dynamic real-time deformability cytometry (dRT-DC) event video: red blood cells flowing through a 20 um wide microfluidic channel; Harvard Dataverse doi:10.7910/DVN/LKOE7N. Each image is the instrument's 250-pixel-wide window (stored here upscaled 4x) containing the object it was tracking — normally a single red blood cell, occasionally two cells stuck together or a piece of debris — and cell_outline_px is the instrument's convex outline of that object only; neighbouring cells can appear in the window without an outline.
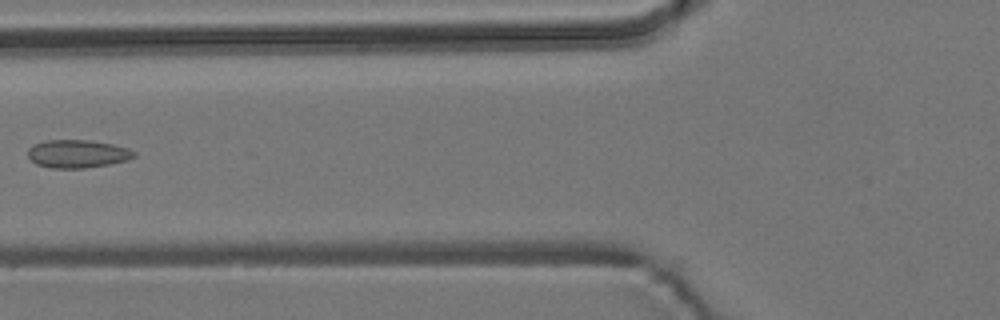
{"species": "common noctule bat (a hibernating species)", "species_latin": "Nyctalus noctula", "temperature_condition": "room temperature", "stored_images_in_passage": 7, "camera_frame_rate_fps": 3000, "um_per_image_px": 0.085, "animal": {"sex": "male", "body_mass_g": 19.2, "forearm_length_mm": 51.8}, "frame": {"image": 1, "passage_image": 6, "time_ms": 1.667, "image_size_px": [1000, 320], "cell_outline_px": [[136, 156], [128, 160], [108, 164], [84, 168], [52, 168], [36, 164], [28, 156], [28, 148], [32, 144], [44, 140], [88, 140], [112, 144], [128, 148], [136, 152]], "centroid_in_image_um": [6.57, 13.06], "position_along_channel_um": 119.2, "area_um2": 17.4}}
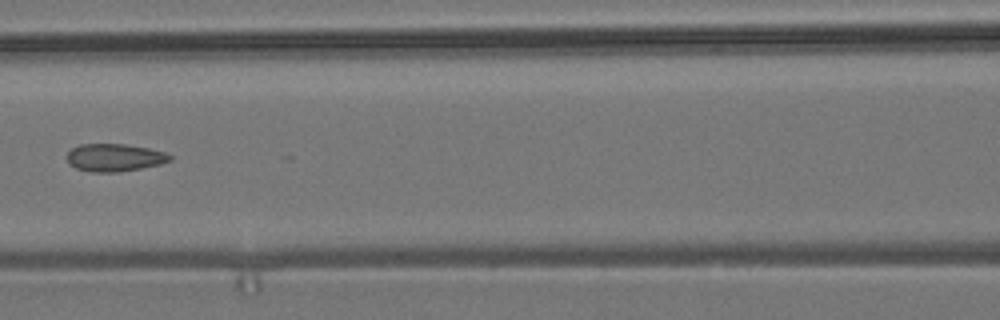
{"frame": {"image": 2, "passage_image": 7, "time_ms": 2.0, "image_size_px": [1000, 320], "cell_outline_px": [[172, 160], [160, 164], [140, 168], [116, 172], [92, 172], [76, 168], [68, 160], [68, 152], [72, 148], [80, 144], [124, 144], [148, 148], [164, 152], [172, 156]], "centroid_in_image_um": [9.75, 13.39], "position_along_channel_um": 156.8, "area_um2": 16.36}}